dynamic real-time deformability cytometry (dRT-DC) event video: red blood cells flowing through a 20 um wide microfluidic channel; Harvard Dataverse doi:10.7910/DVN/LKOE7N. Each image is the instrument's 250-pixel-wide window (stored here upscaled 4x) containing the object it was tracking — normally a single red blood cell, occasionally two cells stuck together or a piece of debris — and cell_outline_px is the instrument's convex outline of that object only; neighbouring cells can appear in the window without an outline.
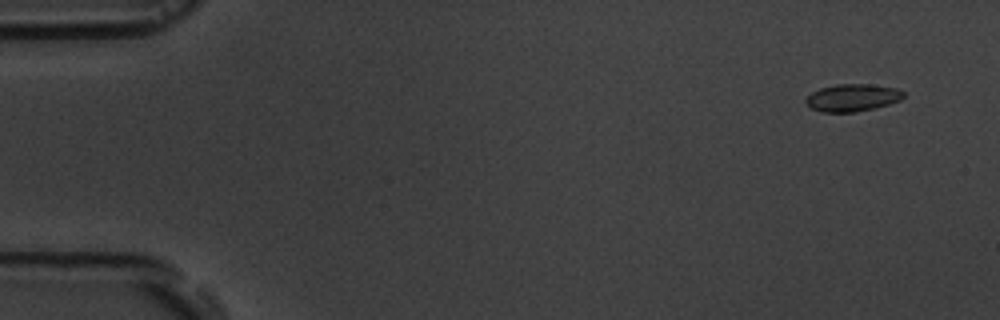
{"species": "common noctule bat (a hibernating species)", "species_latin": "Nyctalus noctula", "temperature_condition": "room temperature", "stored_images_in_passage": 5, "camera_frame_rate_fps": 3000, "um_per_image_px": 0.085, "animal": {"sex": "male", "body_mass_g": 19.5, "forearm_length_mm": 54.6}, "frame": {"image": 1, "passage_image": 1, "time_ms": 0.0, "image_size_px": [1000, 320], "cell_outline_px": [[904, 96], [900, 100], [888, 104], [856, 112], [824, 112], [812, 108], [804, 100], [812, 92], [820, 88], [836, 84], [868, 84], [896, 88], [904, 92]], "centroid_in_image_um": [72.45, 8.29], "position_along_channel_um": 12.5, "area_um2": 15.37}}